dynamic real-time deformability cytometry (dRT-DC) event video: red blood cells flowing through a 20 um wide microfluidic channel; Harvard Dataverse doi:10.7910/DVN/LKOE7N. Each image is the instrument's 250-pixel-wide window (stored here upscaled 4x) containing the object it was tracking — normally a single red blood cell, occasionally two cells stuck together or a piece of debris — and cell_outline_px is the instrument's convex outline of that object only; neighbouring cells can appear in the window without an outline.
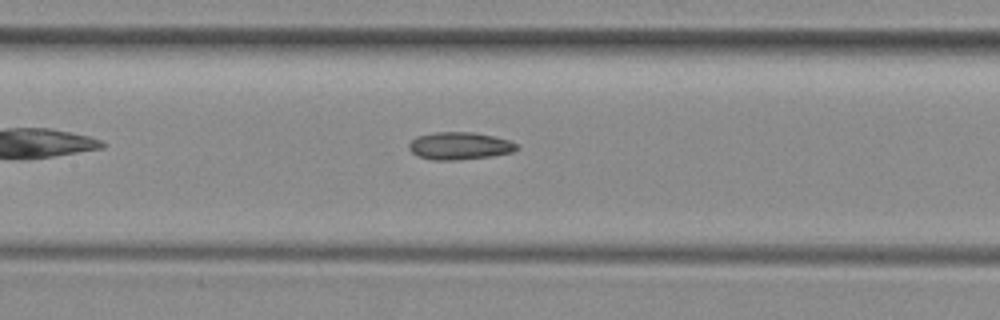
{"species": "common noctule bat (a hibernating species)", "species_latin": "Nyctalus noctula", "temperature_condition": "room temperature", "stored_images_in_passage": 6, "camera_frame_rate_fps": 3000, "um_per_image_px": 0.085, "animal": {"sex": "female", "body_mass_g": 29.2, "forearm_length_mm": 56.3}, "frame": {"image": 1, "passage_image": 6, "time_ms": 1.667, "image_size_px": [1000, 320], "cell_outline_px": [[520, 148], [512, 152], [492, 156], [460, 160], [432, 160], [416, 156], [408, 148], [408, 144], [416, 136], [436, 132], [472, 132], [492, 136], [508, 140], [516, 144]], "centroid_in_image_um": [39.03, 12.41], "position_along_channel_um": 168.4, "area_um2": 17.34}}